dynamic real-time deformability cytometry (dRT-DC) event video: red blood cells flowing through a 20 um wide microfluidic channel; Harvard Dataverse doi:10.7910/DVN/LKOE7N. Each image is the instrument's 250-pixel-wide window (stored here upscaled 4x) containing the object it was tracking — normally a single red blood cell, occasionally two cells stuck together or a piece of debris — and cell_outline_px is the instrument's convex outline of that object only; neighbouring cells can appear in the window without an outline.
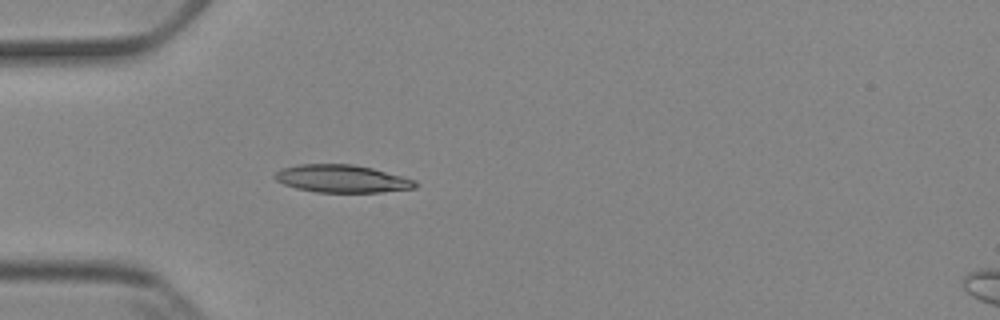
{"species": "Egyptian fruit bat (a non-hibernating species)", "species_latin": "Rousettus aegyptiacus", "temperature_condition": "cold", "stored_images_in_passage": 2, "camera_frame_rate_fps": 3000, "um_per_image_px": 0.085, "animal": {"sex": "female"}, "frame": {"image": 1, "passage_image": 2, "time_ms": 1.0, "image_size_px": [1000, 320], "cell_outline_px": [[420, 184], [416, 188], [380, 192], [316, 192], [296, 188], [284, 184], [276, 180], [272, 176], [280, 168], [300, 164], [352, 164], [372, 168], [416, 180]], "centroid_in_image_um": [29.06, 15.19], "position_along_channel_um": 55.9, "area_um2": 22.72}}